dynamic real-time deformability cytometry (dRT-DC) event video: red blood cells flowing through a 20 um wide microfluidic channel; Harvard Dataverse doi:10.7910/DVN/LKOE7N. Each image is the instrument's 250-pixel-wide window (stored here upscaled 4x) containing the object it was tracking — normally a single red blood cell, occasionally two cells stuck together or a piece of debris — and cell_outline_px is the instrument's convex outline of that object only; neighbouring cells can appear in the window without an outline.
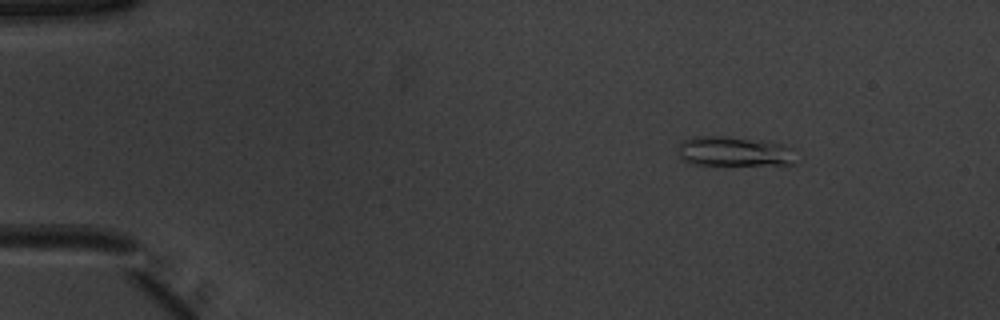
{"species": "common noctule bat (a hibernating species)", "species_latin": "Nyctalus noctula", "temperature_condition": "warm", "stored_images_in_passage": 46, "camera_frame_rate_fps": 3000, "um_per_image_px": 0.085, "animal": {"sex": "male", "body_mass_g": 20.1, "forearm_length_mm": 53.5}, "frame": {"image": 1, "passage_image": 1, "time_ms": 0.0, "image_size_px": [1000, 320], "cell_outline_px": [[796, 164], [692, 164], [684, 160], [680, 156], [680, 144], [684, 140], [700, 136], [724, 136], [764, 140], [784, 144], [796, 148]], "centroid_in_image_um": [62.53, 12.86], "position_along_channel_um": 22.5, "area_um2": 20.46}}
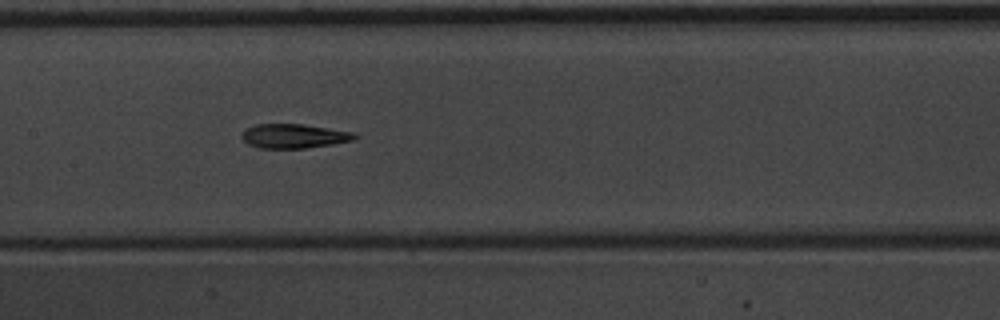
{"frame": {"image": 2, "passage_image": 20, "time_ms": 6.333, "image_size_px": [1000, 320], "cell_outline_px": [[356, 136], [352, 140], [332, 144], [304, 148], [260, 148], [248, 144], [240, 136], [244, 128], [256, 124], [304, 124], [356, 132]], "centroid_in_image_um": [24.95, 11.55], "position_along_channel_um": 182.4, "area_um2": 16.01}}
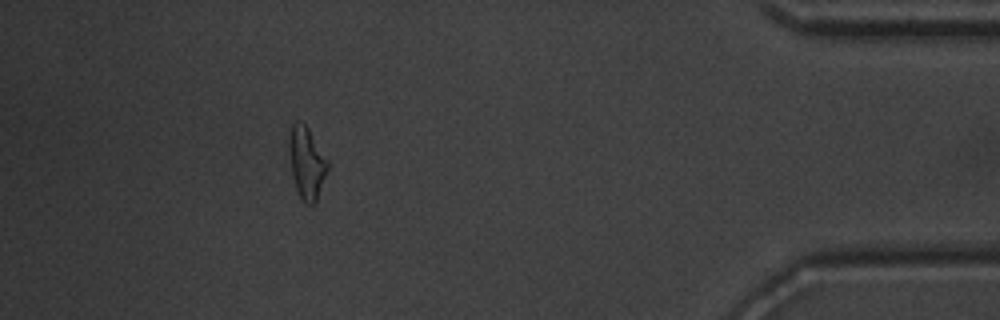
{"frame": {"image": 3, "passage_image": 41, "time_ms": 13.333, "image_size_px": [1000, 320], "cell_outline_px": [[328, 168], [316, 204], [304, 204], [296, 188], [292, 172], [288, 148], [288, 140], [292, 124], [296, 120], [304, 124], [308, 128], [328, 160]], "centroid_in_image_um": [26.07, 13.85], "position_along_channel_um": 409.1, "area_um2": 16.13}, "authors_computed_cell_mechanics": {"area_um2": 16.1551, "velocity_mm_per_s": 3.928, "shape_relaxation_time_tau1_ms": 9.0408, "shape_relaxation_time_tau2_ms": 4.3384, "deformation_change_tau1": 0.2702, "deformation_change_tau2": 0.1559}}